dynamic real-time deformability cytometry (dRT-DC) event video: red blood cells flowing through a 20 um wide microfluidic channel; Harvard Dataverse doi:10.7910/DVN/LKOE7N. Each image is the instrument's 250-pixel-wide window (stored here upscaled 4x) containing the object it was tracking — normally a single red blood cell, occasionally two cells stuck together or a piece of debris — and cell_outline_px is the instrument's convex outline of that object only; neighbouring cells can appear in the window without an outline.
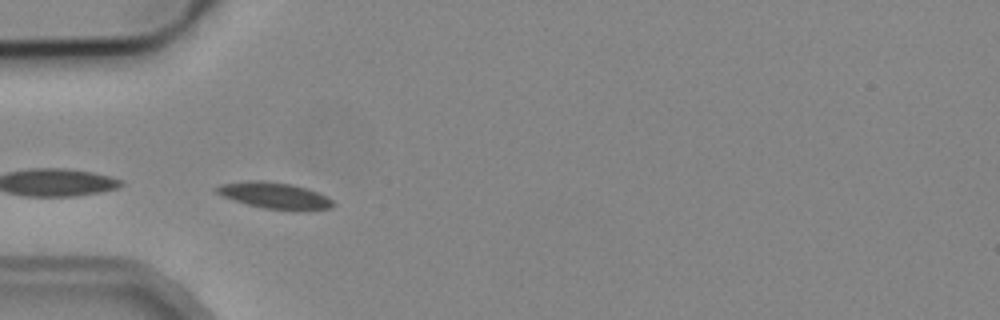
{"species": "common noctule bat (a hibernating species)", "species_latin": "Nyctalus noctula", "temperature_condition": "cold", "stored_images_in_passage": 5, "camera_frame_rate_fps": 3000, "um_per_image_px": 0.085, "animal": {"sex": "male", "body_mass_g": 19.2, "forearm_length_mm": 51.8}, "frame": {"image": 1, "passage_image": 1, "time_ms": 0.0, "image_size_px": [1000, 320], "cell_outline_px": [[336, 204], [332, 208], [264, 208], [248, 204], [224, 196], [216, 192], [212, 188], [220, 184], [252, 180], [264, 180], [292, 184], [308, 188], [328, 196]], "centroid_in_image_um": [23.31, 16.56], "position_along_channel_um": 61.7, "area_um2": 17.28}}